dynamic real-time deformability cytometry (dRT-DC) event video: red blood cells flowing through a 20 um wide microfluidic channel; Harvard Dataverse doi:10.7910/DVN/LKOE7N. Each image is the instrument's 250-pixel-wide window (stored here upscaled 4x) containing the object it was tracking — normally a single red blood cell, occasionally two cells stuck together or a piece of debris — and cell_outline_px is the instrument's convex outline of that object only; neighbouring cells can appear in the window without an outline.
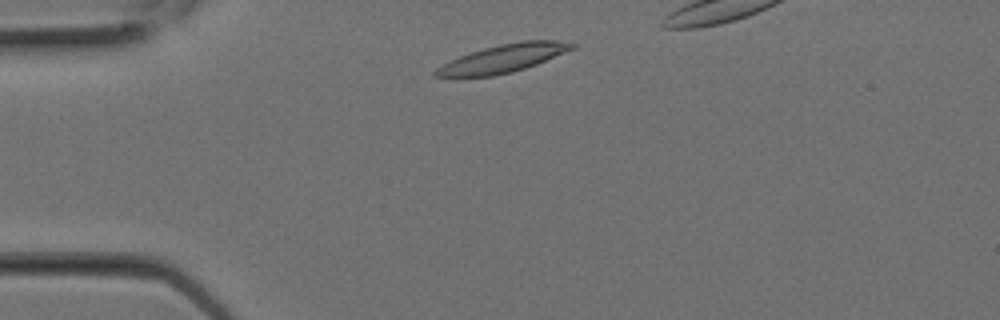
{"species": "Egyptian fruit bat (a non-hibernating species)", "species_latin": "Rousettus aegyptiacus", "temperature_condition": "room temperature", "stored_images_in_passage": 6, "camera_frame_rate_fps": 3000, "um_per_image_px": 0.085, "animal": {"sex": "female"}, "frame": {"image": 1, "passage_image": 2, "time_ms": 0.333, "image_size_px": [1000, 320], "cell_outline_px": [[576, 48], [536, 64], [512, 72], [492, 76], [432, 76], [432, 72], [436, 68], [460, 56], [484, 48], [500, 44], [520, 40], [556, 40], [576, 44]], "centroid_in_image_um": [42.8, 4.95], "position_along_channel_um": 42.2, "area_um2": 21.96}}
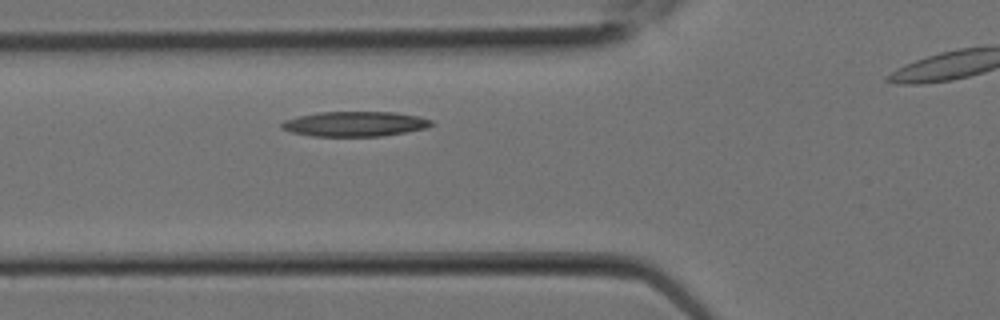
{"frame": {"image": 2, "passage_image": 5, "time_ms": 1.333, "image_size_px": [1000, 320], "cell_outline_px": [[432, 124], [424, 128], [384, 136], [312, 136], [292, 132], [280, 128], [280, 124], [284, 120], [300, 116], [320, 112], [396, 112], [416, 116], [432, 120]], "centroid_in_image_um": [30.13, 10.53], "position_along_channel_um": 95.7, "area_um2": 21.56}}